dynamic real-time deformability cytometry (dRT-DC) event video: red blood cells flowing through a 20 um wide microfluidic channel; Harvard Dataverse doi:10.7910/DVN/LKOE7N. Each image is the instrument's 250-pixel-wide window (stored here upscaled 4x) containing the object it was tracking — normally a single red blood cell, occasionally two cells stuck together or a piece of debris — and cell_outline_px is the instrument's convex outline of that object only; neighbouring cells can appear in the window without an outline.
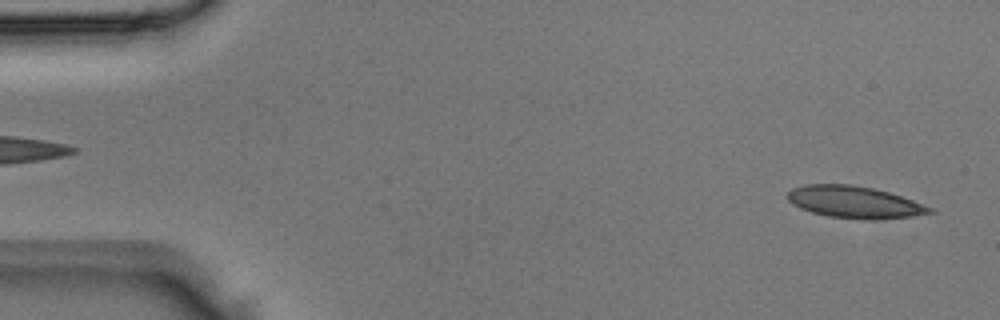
{"species": "Egyptian fruit bat (a non-hibernating species)", "species_latin": "Rousettus aegyptiacus", "temperature_condition": "room temperature", "stored_images_in_passage": 3, "camera_frame_rate_fps": 3000, "um_per_image_px": 0.085, "animal": {"sex": "male"}, "frame": {"image": 1, "passage_image": 3, "time_ms": 0.667, "image_size_px": [1000, 320], "cell_outline_px": [[936, 212], [880, 220], [872, 220], [828, 216], [812, 212], [800, 208], [792, 204], [788, 200], [788, 192], [792, 188], [804, 184], [852, 184], [872, 188], [888, 192], [936, 208]], "centroid_in_image_um": [72.64, 17.18], "position_along_channel_um": 12.4, "area_um2": 26.47}}